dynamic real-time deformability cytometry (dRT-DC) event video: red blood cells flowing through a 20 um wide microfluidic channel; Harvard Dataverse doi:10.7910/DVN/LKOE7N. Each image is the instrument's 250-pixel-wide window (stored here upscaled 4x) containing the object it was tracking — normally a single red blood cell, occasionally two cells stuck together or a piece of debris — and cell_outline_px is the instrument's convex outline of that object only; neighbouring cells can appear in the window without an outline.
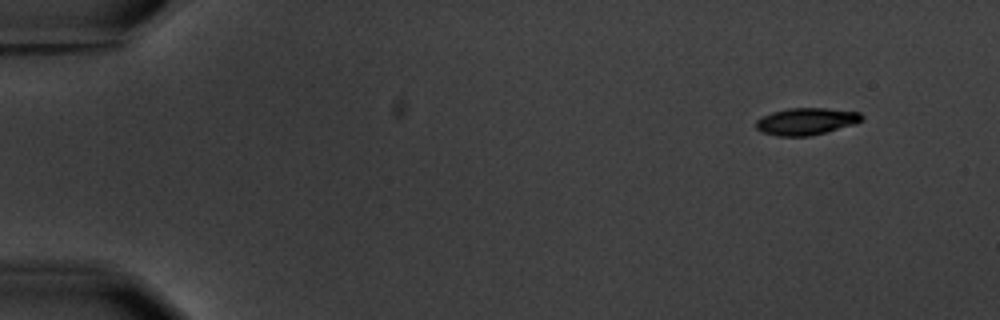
{"species": "common noctule bat (a hibernating species)", "species_latin": "Nyctalus noctula", "temperature_condition": "warm", "stored_images_in_passage": 7, "segment_of_instrument_passage": [2, 2], "camera_frame_rate_fps": 3000, "um_per_image_px": 0.085, "animal": {"sex": "male", "body_mass_g": 20.1, "forearm_length_mm": 53.5}, "frame": {"image": 1, "passage_image": 7, "time_ms": 7.0, "image_size_px": [1000, 320], "cell_outline_px": [[864, 120], [856, 124], [808, 136], [776, 136], [760, 132], [756, 128], [756, 120], [772, 112], [788, 108], [828, 108], [860, 112], [864, 116]], "centroid_in_image_um": [68.55, 10.31], "position_along_channel_um": 16.5, "area_um2": 16.76}}